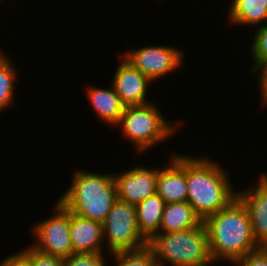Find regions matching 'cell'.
Segmentation results:
<instances>
[{"instance_id": "cell-1", "label": "cell", "mask_w": 267, "mask_h": 266, "mask_svg": "<svg viewBox=\"0 0 267 266\" xmlns=\"http://www.w3.org/2000/svg\"><path fill=\"white\" fill-rule=\"evenodd\" d=\"M203 223L215 265L224 261L230 264L260 247L252 235L249 213L237 197Z\"/></svg>"}, {"instance_id": "cell-20", "label": "cell", "mask_w": 267, "mask_h": 266, "mask_svg": "<svg viewBox=\"0 0 267 266\" xmlns=\"http://www.w3.org/2000/svg\"><path fill=\"white\" fill-rule=\"evenodd\" d=\"M255 28L258 29L254 32L249 51L253 62H265L267 61V24Z\"/></svg>"}, {"instance_id": "cell-23", "label": "cell", "mask_w": 267, "mask_h": 266, "mask_svg": "<svg viewBox=\"0 0 267 266\" xmlns=\"http://www.w3.org/2000/svg\"><path fill=\"white\" fill-rule=\"evenodd\" d=\"M21 250L30 257L32 266H64L63 258L41 253L30 245Z\"/></svg>"}, {"instance_id": "cell-15", "label": "cell", "mask_w": 267, "mask_h": 266, "mask_svg": "<svg viewBox=\"0 0 267 266\" xmlns=\"http://www.w3.org/2000/svg\"><path fill=\"white\" fill-rule=\"evenodd\" d=\"M228 21L233 25L256 27L267 24V0H232Z\"/></svg>"}, {"instance_id": "cell-5", "label": "cell", "mask_w": 267, "mask_h": 266, "mask_svg": "<svg viewBox=\"0 0 267 266\" xmlns=\"http://www.w3.org/2000/svg\"><path fill=\"white\" fill-rule=\"evenodd\" d=\"M159 109L157 101L156 104L152 102L140 106H127L116 125L121 130V136L133 143L134 150L139 154L172 138L182 125L180 119L172 122L167 120Z\"/></svg>"}, {"instance_id": "cell-7", "label": "cell", "mask_w": 267, "mask_h": 266, "mask_svg": "<svg viewBox=\"0 0 267 266\" xmlns=\"http://www.w3.org/2000/svg\"><path fill=\"white\" fill-rule=\"evenodd\" d=\"M53 210L55 214L47 219L36 222L31 228L35 241L31 247L37 251L58 256L69 257L73 254L70 236V211L58 200L55 201Z\"/></svg>"}, {"instance_id": "cell-11", "label": "cell", "mask_w": 267, "mask_h": 266, "mask_svg": "<svg viewBox=\"0 0 267 266\" xmlns=\"http://www.w3.org/2000/svg\"><path fill=\"white\" fill-rule=\"evenodd\" d=\"M237 189V198L246 207L253 238L260 246H267V174L259 175L255 185Z\"/></svg>"}, {"instance_id": "cell-24", "label": "cell", "mask_w": 267, "mask_h": 266, "mask_svg": "<svg viewBox=\"0 0 267 266\" xmlns=\"http://www.w3.org/2000/svg\"><path fill=\"white\" fill-rule=\"evenodd\" d=\"M233 266H267V246H260L258 249L240 257L232 262Z\"/></svg>"}, {"instance_id": "cell-6", "label": "cell", "mask_w": 267, "mask_h": 266, "mask_svg": "<svg viewBox=\"0 0 267 266\" xmlns=\"http://www.w3.org/2000/svg\"><path fill=\"white\" fill-rule=\"evenodd\" d=\"M103 224L104 245L110 254L138 250L148 245L139 230L136 207L117 199Z\"/></svg>"}, {"instance_id": "cell-18", "label": "cell", "mask_w": 267, "mask_h": 266, "mask_svg": "<svg viewBox=\"0 0 267 266\" xmlns=\"http://www.w3.org/2000/svg\"><path fill=\"white\" fill-rule=\"evenodd\" d=\"M8 54L0 58V113L6 108H10L15 103V86L18 77V69L15 63H12ZM12 105V106H11Z\"/></svg>"}, {"instance_id": "cell-21", "label": "cell", "mask_w": 267, "mask_h": 266, "mask_svg": "<svg viewBox=\"0 0 267 266\" xmlns=\"http://www.w3.org/2000/svg\"><path fill=\"white\" fill-rule=\"evenodd\" d=\"M104 253H73L64 258V266H108Z\"/></svg>"}, {"instance_id": "cell-22", "label": "cell", "mask_w": 267, "mask_h": 266, "mask_svg": "<svg viewBox=\"0 0 267 266\" xmlns=\"http://www.w3.org/2000/svg\"><path fill=\"white\" fill-rule=\"evenodd\" d=\"M248 72H252V74H258V86L259 94L261 97V105L263 108L267 109V61L265 62H253L249 68Z\"/></svg>"}, {"instance_id": "cell-16", "label": "cell", "mask_w": 267, "mask_h": 266, "mask_svg": "<svg viewBox=\"0 0 267 266\" xmlns=\"http://www.w3.org/2000/svg\"><path fill=\"white\" fill-rule=\"evenodd\" d=\"M202 220L187 201L166 203L159 233L175 232L194 228Z\"/></svg>"}, {"instance_id": "cell-8", "label": "cell", "mask_w": 267, "mask_h": 266, "mask_svg": "<svg viewBox=\"0 0 267 266\" xmlns=\"http://www.w3.org/2000/svg\"><path fill=\"white\" fill-rule=\"evenodd\" d=\"M123 53L121 56L152 82L182 68L185 59L182 49L173 45H146Z\"/></svg>"}, {"instance_id": "cell-9", "label": "cell", "mask_w": 267, "mask_h": 266, "mask_svg": "<svg viewBox=\"0 0 267 266\" xmlns=\"http://www.w3.org/2000/svg\"><path fill=\"white\" fill-rule=\"evenodd\" d=\"M136 166V167H135ZM128 171L114 173L117 186V199L136 206L156 194L158 169L135 165Z\"/></svg>"}, {"instance_id": "cell-19", "label": "cell", "mask_w": 267, "mask_h": 266, "mask_svg": "<svg viewBox=\"0 0 267 266\" xmlns=\"http://www.w3.org/2000/svg\"><path fill=\"white\" fill-rule=\"evenodd\" d=\"M116 266H158L153 250L147 245L138 250L111 254Z\"/></svg>"}, {"instance_id": "cell-13", "label": "cell", "mask_w": 267, "mask_h": 266, "mask_svg": "<svg viewBox=\"0 0 267 266\" xmlns=\"http://www.w3.org/2000/svg\"><path fill=\"white\" fill-rule=\"evenodd\" d=\"M70 236L73 253H103V224L70 212Z\"/></svg>"}, {"instance_id": "cell-14", "label": "cell", "mask_w": 267, "mask_h": 266, "mask_svg": "<svg viewBox=\"0 0 267 266\" xmlns=\"http://www.w3.org/2000/svg\"><path fill=\"white\" fill-rule=\"evenodd\" d=\"M85 90L88 102L99 119L115 127L120 122L126 106L116 94L112 84L107 89L89 84Z\"/></svg>"}, {"instance_id": "cell-17", "label": "cell", "mask_w": 267, "mask_h": 266, "mask_svg": "<svg viewBox=\"0 0 267 266\" xmlns=\"http://www.w3.org/2000/svg\"><path fill=\"white\" fill-rule=\"evenodd\" d=\"M165 204L155 194L135 206L140 233L148 242L159 233Z\"/></svg>"}, {"instance_id": "cell-12", "label": "cell", "mask_w": 267, "mask_h": 266, "mask_svg": "<svg viewBox=\"0 0 267 266\" xmlns=\"http://www.w3.org/2000/svg\"><path fill=\"white\" fill-rule=\"evenodd\" d=\"M169 158L158 168L156 194L165 203L187 201L186 156L174 151Z\"/></svg>"}, {"instance_id": "cell-25", "label": "cell", "mask_w": 267, "mask_h": 266, "mask_svg": "<svg viewBox=\"0 0 267 266\" xmlns=\"http://www.w3.org/2000/svg\"><path fill=\"white\" fill-rule=\"evenodd\" d=\"M0 266H32L30 257L22 250L0 260Z\"/></svg>"}, {"instance_id": "cell-26", "label": "cell", "mask_w": 267, "mask_h": 266, "mask_svg": "<svg viewBox=\"0 0 267 266\" xmlns=\"http://www.w3.org/2000/svg\"><path fill=\"white\" fill-rule=\"evenodd\" d=\"M2 52H3V51L0 50V58L4 55Z\"/></svg>"}, {"instance_id": "cell-3", "label": "cell", "mask_w": 267, "mask_h": 266, "mask_svg": "<svg viewBox=\"0 0 267 266\" xmlns=\"http://www.w3.org/2000/svg\"><path fill=\"white\" fill-rule=\"evenodd\" d=\"M72 182L58 201L70 212L103 223L117 200L114 174L74 171Z\"/></svg>"}, {"instance_id": "cell-4", "label": "cell", "mask_w": 267, "mask_h": 266, "mask_svg": "<svg viewBox=\"0 0 267 266\" xmlns=\"http://www.w3.org/2000/svg\"><path fill=\"white\" fill-rule=\"evenodd\" d=\"M148 246L153 250L158 266H215L203 221L194 228L158 233Z\"/></svg>"}, {"instance_id": "cell-10", "label": "cell", "mask_w": 267, "mask_h": 266, "mask_svg": "<svg viewBox=\"0 0 267 266\" xmlns=\"http://www.w3.org/2000/svg\"><path fill=\"white\" fill-rule=\"evenodd\" d=\"M112 77V86L123 104L140 106L152 103L148 100V88L152 81L134 68L122 56Z\"/></svg>"}, {"instance_id": "cell-2", "label": "cell", "mask_w": 267, "mask_h": 266, "mask_svg": "<svg viewBox=\"0 0 267 266\" xmlns=\"http://www.w3.org/2000/svg\"><path fill=\"white\" fill-rule=\"evenodd\" d=\"M211 158L186 155L187 202L202 221L237 197L228 169Z\"/></svg>"}]
</instances>
